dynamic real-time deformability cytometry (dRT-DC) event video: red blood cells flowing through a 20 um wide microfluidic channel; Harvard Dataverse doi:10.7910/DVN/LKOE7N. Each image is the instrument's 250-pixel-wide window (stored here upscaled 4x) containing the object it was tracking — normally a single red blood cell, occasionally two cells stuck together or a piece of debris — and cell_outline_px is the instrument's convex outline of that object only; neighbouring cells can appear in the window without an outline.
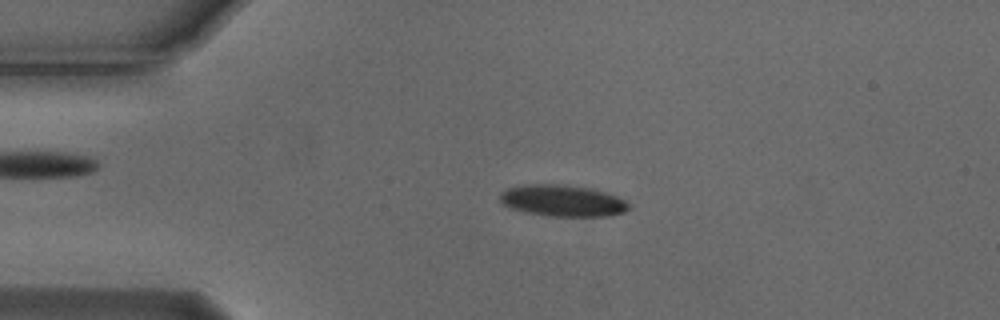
{"species": "Egyptian fruit bat (a non-hibernating species)", "species_latin": "Rousettus aegyptiacus", "temperature_condition": "cold", "stored_images_in_passage": 5, "camera_frame_rate_fps": 3000, "um_per_image_px": 0.085, "animal": {"sex": "male"}, "frame": {"image": 1, "passage_image": 1, "time_ms": 0.0, "image_size_px": [1000, 320], "cell_outline_px": [[632, 208], [624, 212], [608, 216], [548, 216], [528, 212], [512, 208], [504, 204], [500, 200], [500, 192], [508, 188], [524, 184], [560, 184], [588, 188], [604, 192], [616, 196], [624, 200]], "centroid_in_image_um": [47.82, 17.06], "position_along_channel_um": 37.2, "area_um2": 23.47}}